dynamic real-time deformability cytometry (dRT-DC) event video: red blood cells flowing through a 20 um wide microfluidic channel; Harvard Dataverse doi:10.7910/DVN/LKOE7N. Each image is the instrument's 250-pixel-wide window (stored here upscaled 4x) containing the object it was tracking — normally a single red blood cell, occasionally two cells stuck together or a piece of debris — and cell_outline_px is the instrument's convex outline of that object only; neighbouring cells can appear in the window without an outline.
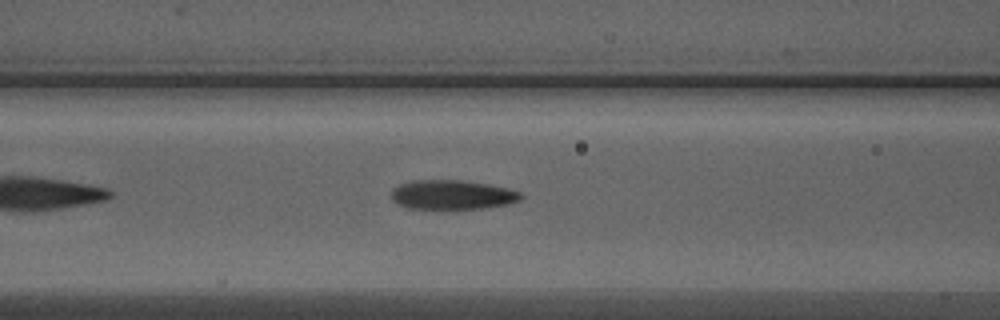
{"species": "Egyptian fruit bat (a non-hibernating species)", "species_latin": "Rousettus aegyptiacus", "temperature_condition": "warm", "stored_images_in_passage": 29, "camera_frame_rate_fps": 3000, "um_per_image_px": 0.085, "animal": {"sex": "male"}, "frame": {"image": 1, "passage_image": 8, "time_ms": 2.333, "image_size_px": [1000, 320], "cell_outline_px": [[524, 196], [520, 200], [504, 204], [480, 208], [408, 208], [396, 204], [392, 200], [392, 188], [400, 184], [412, 180], [460, 180], [488, 184], [508, 188], [520, 192]], "centroid_in_image_um": [38.4, 16.54], "position_along_channel_um": 128.2, "area_um2": 21.96}}
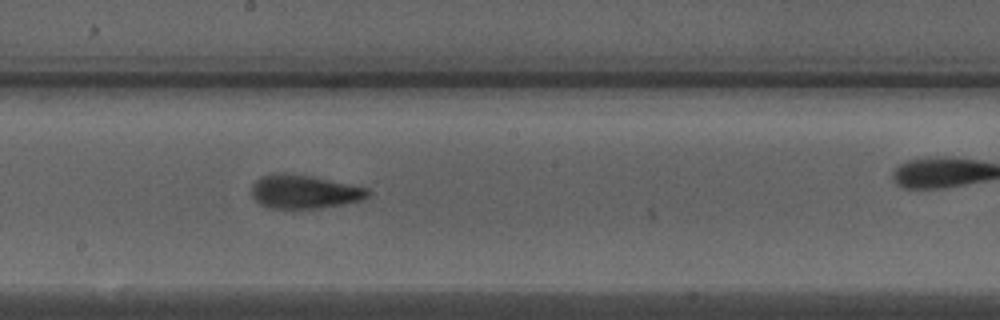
{"frame": {"image": 2, "passage_image": 15, "time_ms": 4.667, "image_size_px": [1000, 320], "cell_outline_px": [[372, 192], [364, 200], [344, 204], [320, 208], [268, 208], [260, 204], [252, 196], [252, 184], [260, 176], [272, 172], [284, 172], [312, 176], [352, 184], [368, 188]], "centroid_in_image_um": [25.87, 16.28], "position_along_channel_um": 222.3, "area_um2": 23.24}}
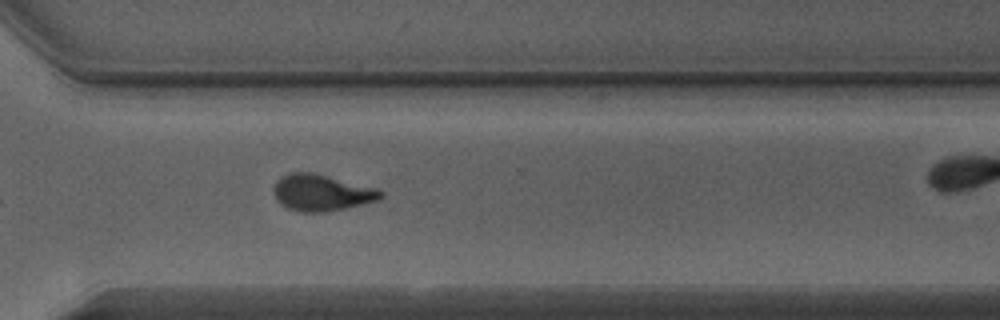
{"frame": {"image": 3, "passage_image": 24, "time_ms": 7.667, "image_size_px": [1000, 320], "cell_outline_px": [[384, 196], [376, 200], [364, 204], [324, 212], [304, 212], [288, 208], [280, 204], [276, 200], [272, 192], [272, 188], [276, 180], [280, 176], [292, 172], [312, 172], [376, 188], [384, 192]], "centroid_in_image_um": [27.28, 16.37], "position_along_channel_um": 343.3, "area_um2": 22.77}}